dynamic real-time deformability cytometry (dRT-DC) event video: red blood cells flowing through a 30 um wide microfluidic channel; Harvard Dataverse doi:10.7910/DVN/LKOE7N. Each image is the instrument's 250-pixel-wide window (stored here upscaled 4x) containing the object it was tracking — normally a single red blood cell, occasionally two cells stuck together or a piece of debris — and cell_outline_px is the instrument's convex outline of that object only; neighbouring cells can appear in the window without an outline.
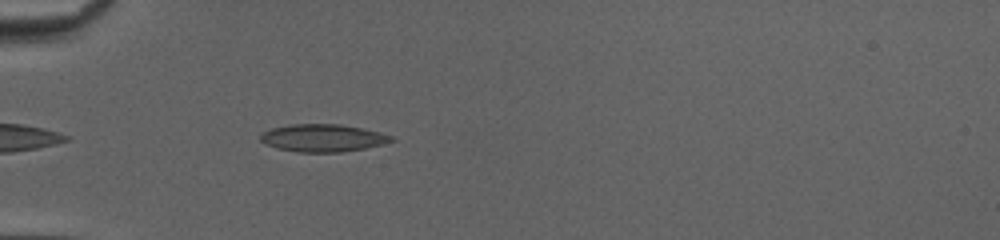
{"species": "common noctule bat (a hibernating species)", "species_latin": "Nyctalus noctula", "temperature_condition": "cold", "stored_images_in_passage": 37, "camera_frame_rate_fps": 3000, "um_per_image_px": 0.085, "animal": {"sex": "female", "body_mass_g": 20.0, "forearm_length_mm": 54.0}, "frame": {"image": 1, "passage_image": 4, "time_ms": 1.0, "image_size_px": [1000, 240], "cell_outline_px": [[396, 140], [384, 144], [364, 148], [340, 152], [296, 152], [276, 148], [264, 144], [260, 140], [260, 132], [272, 128], [292, 124], [340, 124], [380, 132], [392, 136]], "centroid_in_image_um": [27.41, 11.73], "position_along_channel_um": 57.6, "area_um2": 21.1}}
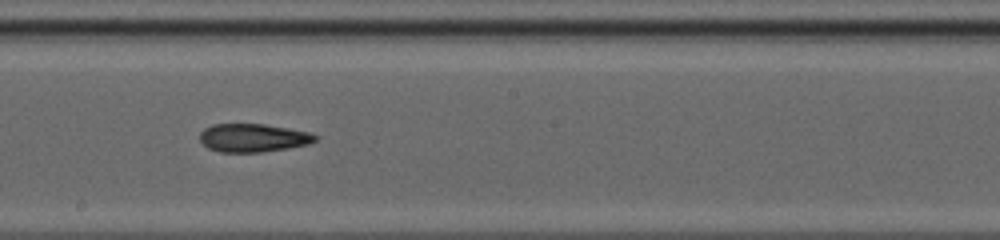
{"frame": {"image": 2, "passage_image": 17, "time_ms": 5.333, "image_size_px": [1000, 240], "cell_outline_px": [[316, 140], [308, 144], [288, 148], [260, 152], [220, 152], [208, 148], [200, 140], [200, 132], [204, 128], [212, 124], [264, 124], [288, 128], [308, 132], [316, 136]], "centroid_in_image_um": [21.48, 11.71], "position_along_channel_um": 226.7, "area_um2": 18.9}}
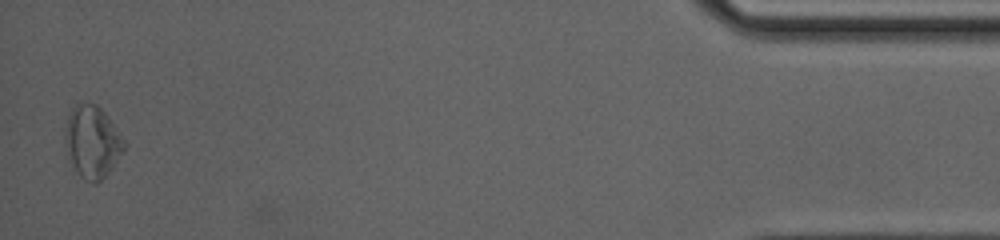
{"frame": {"image": 3, "passage_image": 37, "time_ms": 12.0, "image_size_px": [1000, 240], "cell_outline_px": [[128, 144], [124, 152], [112, 168], [96, 184], [92, 184], [84, 180], [80, 176], [68, 160], [64, 136], [64, 132], [68, 116], [72, 108], [80, 100], [96, 104], [108, 116]], "centroid_in_image_um": [7.85, 12.05], "position_along_channel_um": 427.4, "area_um2": 25.37}, "authors_computed_cell_mechanics": {"area_um2": 20.1144, "velocity_mm_per_s": 4.1706, "shape_relaxation_time_tau1_ms": null, "shape_relaxation_time_tau2_ms": 5.5683, "deformation_change_tau1": null, "deformation_change_tau2": 0.1513}}